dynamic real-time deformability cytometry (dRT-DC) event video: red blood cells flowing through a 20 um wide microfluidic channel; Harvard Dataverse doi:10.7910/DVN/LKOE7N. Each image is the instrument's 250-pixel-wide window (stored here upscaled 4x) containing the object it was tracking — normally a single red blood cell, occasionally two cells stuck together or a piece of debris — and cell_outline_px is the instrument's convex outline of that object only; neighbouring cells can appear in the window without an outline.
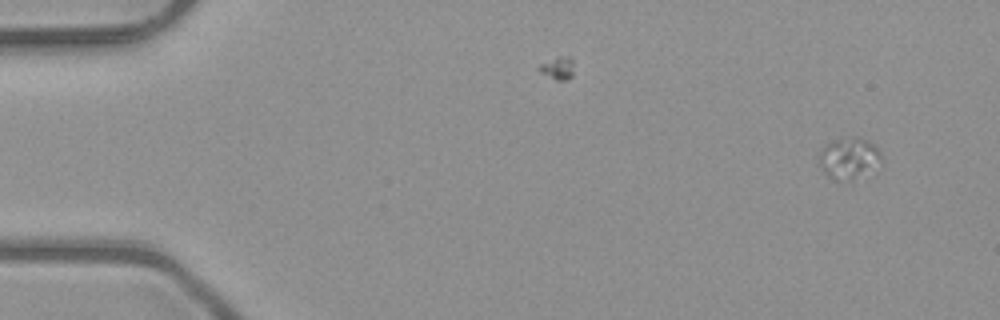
{"species": "common noctule bat (a hibernating species)", "species_latin": "Nyctalus noctula", "temperature_condition": "room temperature", "stored_images_in_passage": 6, "camera_frame_rate_fps": 3000, "um_per_image_px": 0.085, "animal": {"sex": "male", "body_mass_g": 23.1, "forearm_length_mm": 52.7}, "frame": {"image": 1, "passage_image": 1, "time_ms": 0.0, "image_size_px": [1000, 320], "cell_outline_px": [[880, 156], [852, 180], [836, 180], [828, 176], [824, 172], [816, 160], [820, 148], [828, 140], [852, 136], [860, 136], [876, 144], [880, 152]], "centroid_in_image_um": [71.99, 13.34], "position_along_channel_um": 13.0, "area_um2": 14.68}}
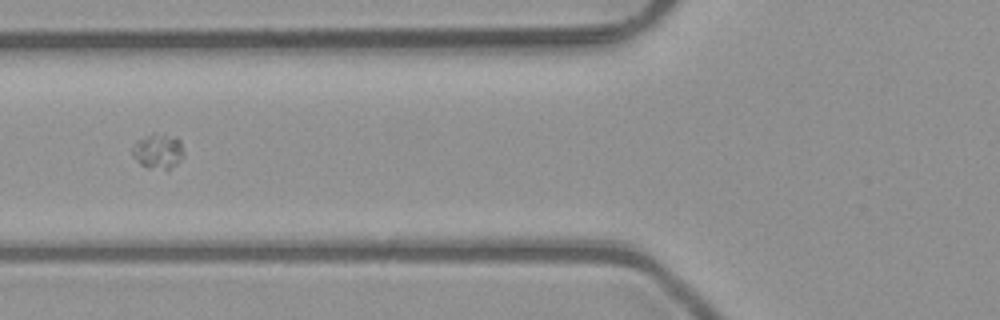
{"frame": {"image": 2, "passage_image": 6, "time_ms": 1.667, "image_size_px": [1000, 320], "cell_outline_px": [[184, 156], [176, 164], [168, 168], [148, 168], [140, 164], [132, 156], [132, 148], [140, 140], [152, 132], [180, 140], [184, 152]], "centroid_in_image_um": [13.43, 12.86], "position_along_channel_um": 112.4, "area_um2": 10.12}}